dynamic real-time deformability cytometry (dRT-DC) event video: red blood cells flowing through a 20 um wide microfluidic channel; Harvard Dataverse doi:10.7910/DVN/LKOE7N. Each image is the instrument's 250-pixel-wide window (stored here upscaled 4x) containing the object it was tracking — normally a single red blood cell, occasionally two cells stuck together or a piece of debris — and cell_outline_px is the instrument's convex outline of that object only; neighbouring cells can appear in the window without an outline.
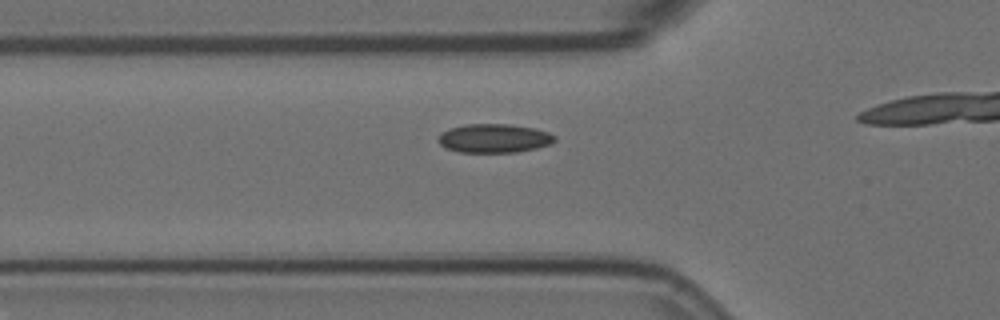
{"species": "Egyptian fruit bat (a non-hibernating species)", "species_latin": "Rousettus aegyptiacus", "temperature_condition": "room temperature", "stored_images_in_passage": 17, "camera_frame_rate_fps": 3000, "um_per_image_px": 0.085, "animal": {"sex": "female"}, "frame": {"image": 1, "passage_image": 12, "time_ms": 3.667, "image_size_px": [1000, 320], "cell_outline_px": [[556, 140], [548, 144], [536, 148], [516, 152], [460, 152], [448, 148], [440, 144], [436, 140], [448, 128], [464, 124], [512, 124], [536, 128], [548, 132], [556, 136]], "centroid_in_image_um": [42.01, 11.74], "position_along_channel_um": 83.8, "area_um2": 19.54}}
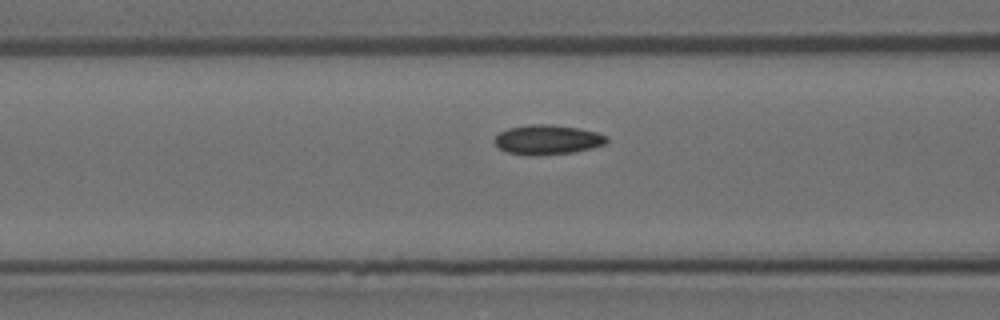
{"frame": {"image": 2, "passage_image": 15, "time_ms": 4.667, "image_size_px": [1000, 320], "cell_outline_px": [[608, 140], [604, 144], [592, 148], [572, 152], [508, 152], [500, 148], [496, 144], [496, 136], [500, 132], [508, 128], [528, 124], [548, 124], [580, 128], [596, 132], [608, 136]], "centroid_in_image_um": [46.6, 11.8], "position_along_channel_um": 120.0, "area_um2": 18.32}}